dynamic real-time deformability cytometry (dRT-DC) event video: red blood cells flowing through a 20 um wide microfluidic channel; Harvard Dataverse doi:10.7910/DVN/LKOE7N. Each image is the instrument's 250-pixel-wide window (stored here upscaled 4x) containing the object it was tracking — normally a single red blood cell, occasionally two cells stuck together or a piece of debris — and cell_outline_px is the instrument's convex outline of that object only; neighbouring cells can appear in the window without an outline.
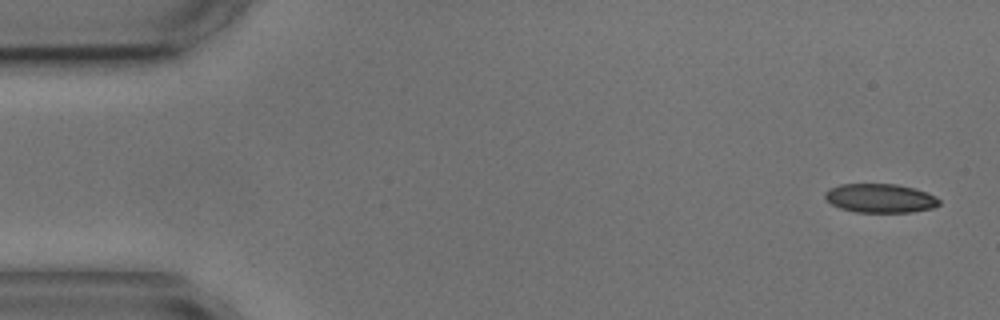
{"species": "common noctule bat (a hibernating species)", "species_latin": "Nyctalus noctula", "temperature_condition": "cold", "stored_images_in_passage": 4, "camera_frame_rate_fps": 3000, "um_per_image_px": 0.085, "animal": {"sex": "male", "body_mass_g": 17.9, "forearm_length_mm": 54.2}, "frame": {"image": 1, "passage_image": 1, "time_ms": 0.0, "image_size_px": [1000, 320], "cell_outline_px": [[940, 204], [932, 208], [912, 212], [856, 212], [840, 208], [824, 200], [824, 192], [828, 188], [840, 184], [896, 184], [916, 188], [936, 196], [940, 200]], "centroid_in_image_um": [74.79, 16.84], "position_along_channel_um": 10.2, "area_um2": 19.48}}
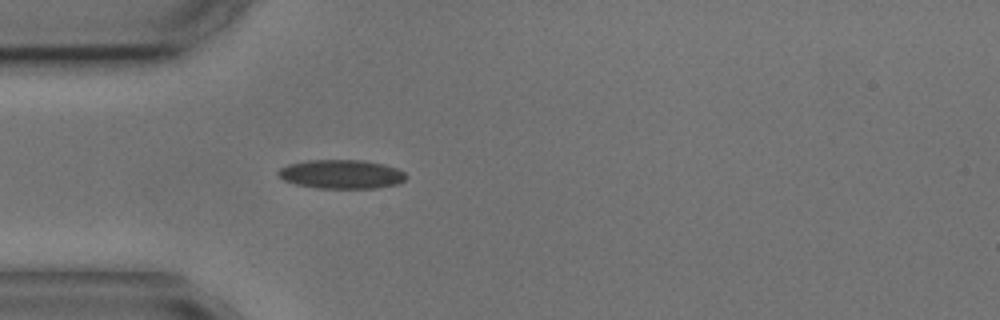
{"frame": {"image": 2, "passage_image": 4, "time_ms": 4.333, "image_size_px": [1000, 320], "cell_outline_px": [[408, 176], [404, 180], [396, 184], [376, 188], [316, 188], [296, 184], [284, 180], [276, 172], [280, 168], [288, 164], [308, 160], [364, 160], [384, 164], [396, 168], [404, 172]], "centroid_in_image_um": [29.02, 14.8], "position_along_channel_um": 56.0, "area_um2": 21.56}}